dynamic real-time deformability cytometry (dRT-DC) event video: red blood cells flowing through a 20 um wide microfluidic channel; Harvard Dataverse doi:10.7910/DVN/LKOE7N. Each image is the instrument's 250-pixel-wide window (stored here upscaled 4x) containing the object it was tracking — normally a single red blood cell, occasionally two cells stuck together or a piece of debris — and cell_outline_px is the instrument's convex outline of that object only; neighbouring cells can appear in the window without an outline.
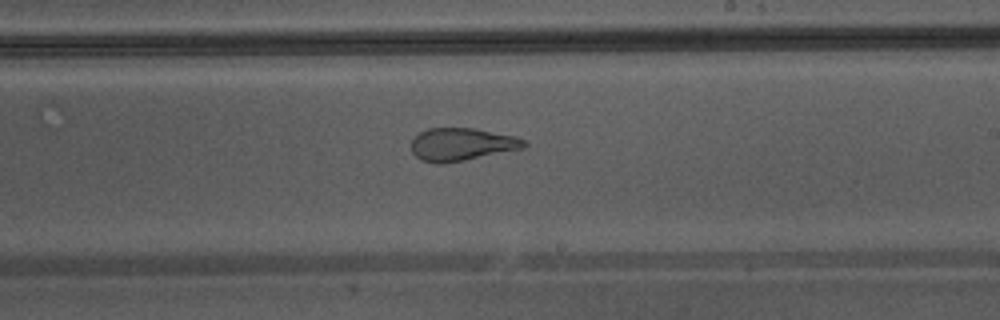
{"species": "Egyptian fruit bat (a non-hibernating species)", "species_latin": "Rousettus aegyptiacus", "temperature_condition": "warm", "stored_images_in_passage": 38, "camera_frame_rate_fps": 3000, "um_per_image_px": 0.085, "animal": {"sex": "male"}, "frame": {"image": 1, "passage_image": 22, "time_ms": 7.0, "image_size_px": [1000, 320], "cell_outline_px": [[528, 144], [524, 148], [464, 160], [440, 164], [436, 164], [420, 160], [412, 152], [412, 140], [420, 132], [428, 128], [476, 128], [516, 136], [524, 140]], "centroid_in_image_um": [39.25, 12.27], "position_along_channel_um": 249.7, "area_um2": 21.56}}